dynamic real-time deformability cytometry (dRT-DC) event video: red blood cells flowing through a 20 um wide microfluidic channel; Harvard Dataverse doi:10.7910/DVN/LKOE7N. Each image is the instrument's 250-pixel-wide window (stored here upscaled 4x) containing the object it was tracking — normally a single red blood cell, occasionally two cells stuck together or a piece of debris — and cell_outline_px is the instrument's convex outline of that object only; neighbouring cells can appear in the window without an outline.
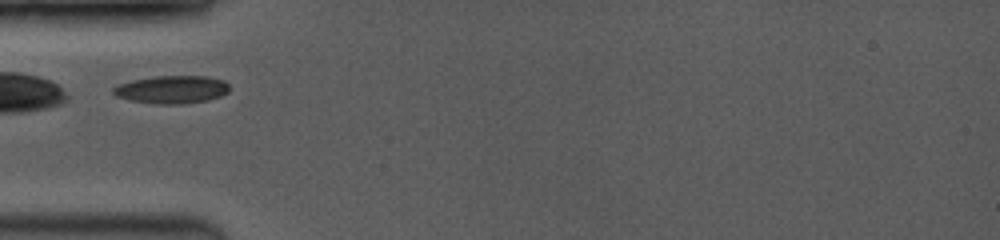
{"species": "common noctule bat (a hibernating species)", "species_latin": "Nyctalus noctula", "temperature_condition": "room temperature", "stored_images_in_passage": 13, "camera_frame_rate_fps": 3500, "um_per_image_px": 0.085, "animal": {"sex": "female", "body_mass_g": 19.0, "forearm_length_mm": 53.3}, "frame": {"image": 1, "passage_image": 1, "time_ms": 0.0, "image_size_px": [1000, 240], "cell_outline_px": [[228, 92], [220, 96], [208, 100], [184, 104], [156, 104], [128, 100], [116, 96], [112, 92], [112, 88], [120, 84], [132, 80], [156, 76], [208, 76], [224, 80], [228, 84]], "centroid_in_image_um": [14.6, 7.61], "position_along_channel_um": 70.4, "area_um2": 18.96}}
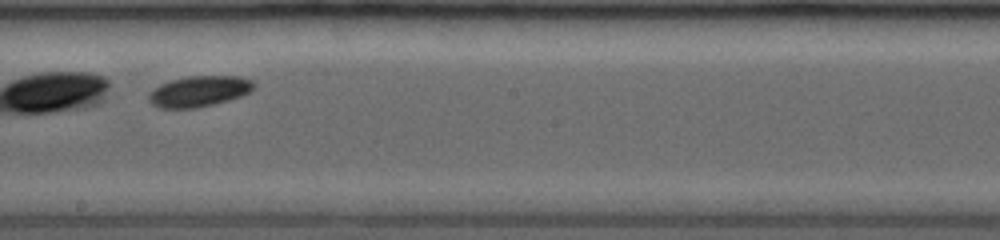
{"frame": {"image": 2, "passage_image": 5, "time_ms": 4.0, "image_size_px": [1000, 240], "cell_outline_px": [[256, 84], [248, 92], [240, 96], [228, 100], [196, 108], [160, 108], [152, 104], [148, 100], [148, 92], [160, 84], [172, 80], [188, 76], [240, 76], [252, 80]], "centroid_in_image_um": [16.89, 7.75], "position_along_channel_um": 231.3, "area_um2": 18.79}}
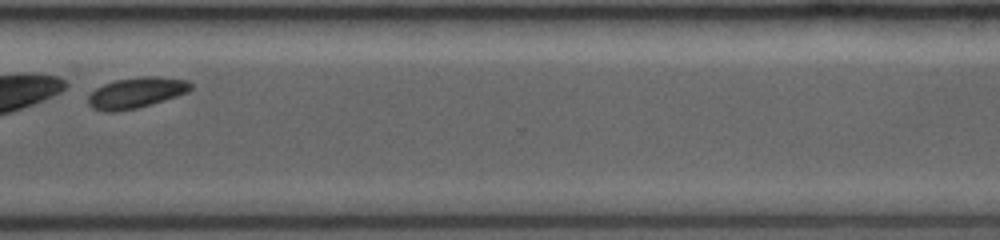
{"frame": {"image": 3, "passage_image": 9, "time_ms": 7.143, "image_size_px": [1000, 240], "cell_outline_px": [[192, 88], [188, 92], [176, 96], [136, 108], [116, 112], [104, 112], [92, 108], [88, 104], [88, 96], [96, 88], [104, 84], [116, 80], [140, 76], [156, 76], [188, 80], [192, 84]], "centroid_in_image_um": [11.56, 7.88], "position_along_channel_um": 359.0, "area_um2": 18.32}}